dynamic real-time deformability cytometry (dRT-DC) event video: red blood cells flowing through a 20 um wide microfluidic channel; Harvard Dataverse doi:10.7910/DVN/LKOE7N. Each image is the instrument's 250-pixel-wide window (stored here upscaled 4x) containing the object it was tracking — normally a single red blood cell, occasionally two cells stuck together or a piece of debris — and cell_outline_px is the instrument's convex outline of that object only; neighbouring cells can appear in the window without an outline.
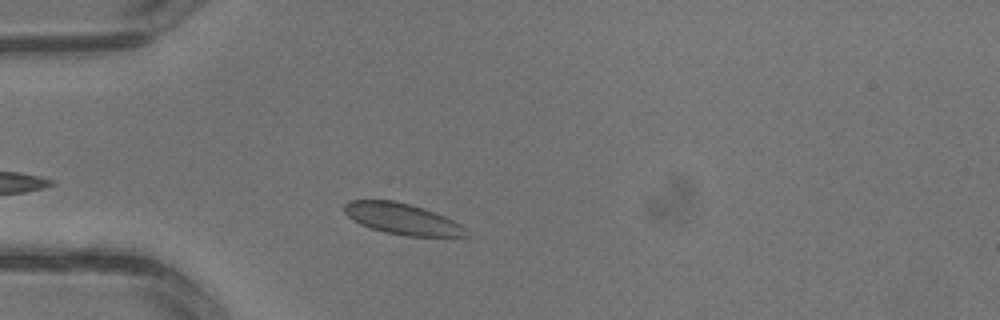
{"species": "common noctule bat (a hibernating species)", "species_latin": "Nyctalus noctula", "temperature_condition": "warm", "stored_images_in_passage": 1, "camera_frame_rate_fps": 3000, "um_per_image_px": 0.085, "animal": {"sex": "male", "body_mass_g": 13.3}, "frame": {"image": 1, "passage_image": 1, "time_ms": 0.0, "image_size_px": [1000, 320], "cell_outline_px": [[468, 236], [404, 236], [384, 232], [360, 224], [348, 216], [344, 212], [344, 204], [348, 200], [392, 200], [412, 204], [424, 208], [444, 216], [460, 224], [464, 228]], "centroid_in_image_um": [34.15, 18.59], "position_along_channel_um": 50.9, "area_um2": 21.96}}